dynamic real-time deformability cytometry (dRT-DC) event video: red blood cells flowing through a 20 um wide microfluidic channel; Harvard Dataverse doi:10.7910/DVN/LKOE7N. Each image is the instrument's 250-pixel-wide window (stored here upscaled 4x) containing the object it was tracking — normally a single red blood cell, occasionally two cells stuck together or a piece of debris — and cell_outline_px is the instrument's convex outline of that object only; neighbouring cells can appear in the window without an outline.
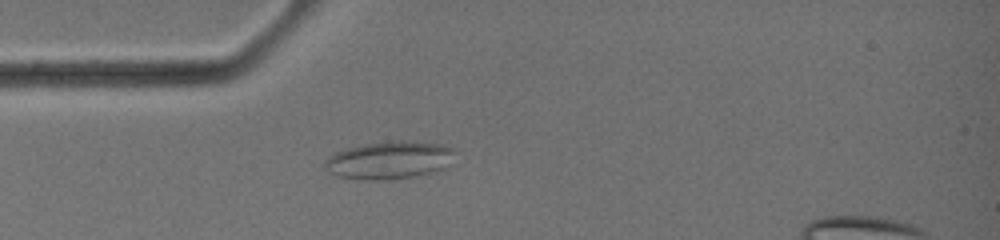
{"species": "common noctule bat (a hibernating species)", "species_latin": "Nyctalus noctula", "temperature_condition": "warm", "stored_images_in_passage": 31, "camera_frame_rate_fps": 3000, "um_per_image_px": 0.085, "animal": {"sex": "female", "body_mass_g": 19.0, "forearm_length_mm": 51.5}, "frame": {"image": 1, "passage_image": 1, "time_ms": 0.0, "image_size_px": [1000, 240], "cell_outline_px": [[452, 164], [436, 172], [416, 176], [384, 180], [364, 180], [336, 176], [328, 172], [324, 168], [324, 160], [328, 156], [336, 152], [348, 148], [368, 144], [400, 140], [412, 140], [444, 144], [452, 148]], "centroid_in_image_um": [33.1, 13.62], "position_along_channel_um": 51.9, "area_um2": 28.9}}
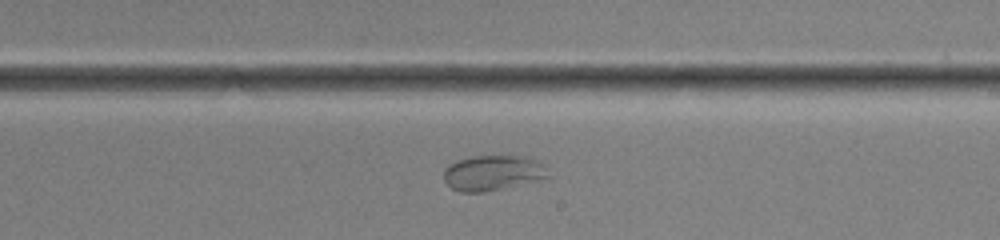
{"frame": {"image": 2, "passage_image": 14, "time_ms": 4.333, "image_size_px": [1000, 240], "cell_outline_px": [[552, 176], [540, 180], [484, 192], [460, 192], [452, 188], [444, 180], [444, 168], [448, 164], [456, 160], [472, 156], [532, 156], [540, 160], [544, 164]], "centroid_in_image_um": [41.94, 14.67], "position_along_channel_um": 247.1, "area_um2": 21.91}}
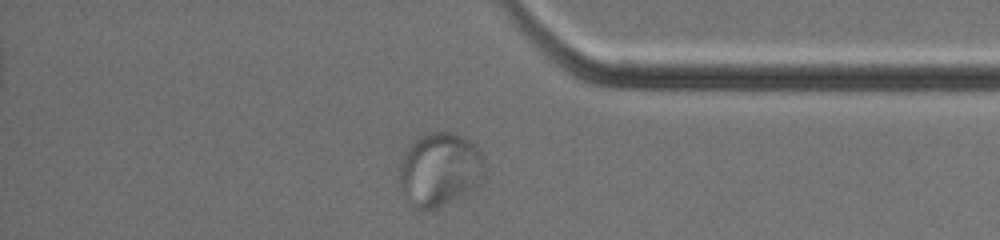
{"frame": {"image": 3, "passage_image": 24, "time_ms": 7.667, "image_size_px": [1000, 240], "cell_outline_px": [[488, 168], [484, 176], [472, 188], [460, 196], [436, 208], [416, 208], [412, 204], [404, 192], [400, 184], [400, 168], [404, 148], [416, 136], [428, 132], [456, 132], [472, 140], [476, 144], [484, 156]], "centroid_in_image_um": [37.42, 14.31], "position_along_channel_um": 397.8, "area_um2": 36.93}}